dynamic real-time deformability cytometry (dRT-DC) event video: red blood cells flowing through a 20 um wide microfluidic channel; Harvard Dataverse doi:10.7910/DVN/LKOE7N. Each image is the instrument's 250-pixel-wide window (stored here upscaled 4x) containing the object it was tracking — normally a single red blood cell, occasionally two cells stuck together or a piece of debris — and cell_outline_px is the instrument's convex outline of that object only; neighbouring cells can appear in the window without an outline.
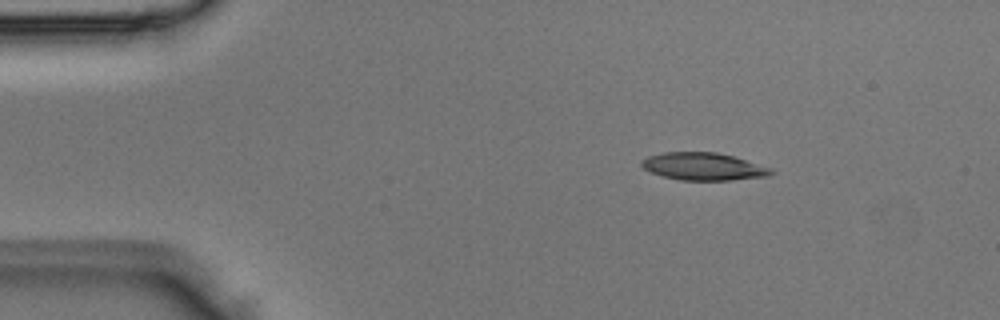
{"species": "Egyptian fruit bat (a non-hibernating species)", "species_latin": "Rousettus aegyptiacus", "temperature_condition": "room temperature", "stored_images_in_passage": 3, "camera_frame_rate_fps": 3000, "um_per_image_px": 0.085, "animal": {"sex": "male"}, "frame": {"image": 1, "passage_image": 1, "time_ms": 0.0, "image_size_px": [1000, 320], "cell_outline_px": [[776, 172], [768, 176], [732, 180], [680, 180], [660, 176], [648, 172], [640, 164], [640, 160], [648, 156], [664, 152], [716, 152], [732, 156], [772, 168]], "centroid_in_image_um": [59.75, 14.16], "position_along_channel_um": 25.2, "area_um2": 20.92}}
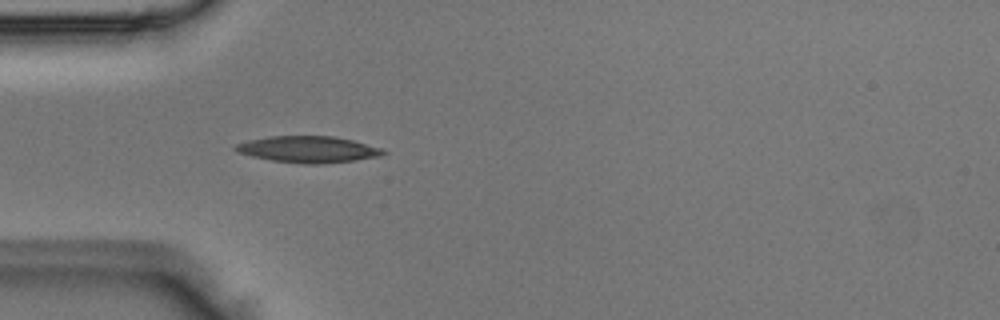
{"frame": {"image": 2, "passage_image": 3, "time_ms": 0.667, "image_size_px": [1000, 320], "cell_outline_px": [[388, 152], [380, 156], [356, 160], [316, 164], [304, 164], [272, 160], [252, 156], [236, 152], [232, 148], [236, 144], [248, 140], [268, 136], [332, 136], [352, 140], [384, 148]], "centroid_in_image_um": [26.2, 12.69], "position_along_channel_um": 58.8, "area_um2": 22.83}}